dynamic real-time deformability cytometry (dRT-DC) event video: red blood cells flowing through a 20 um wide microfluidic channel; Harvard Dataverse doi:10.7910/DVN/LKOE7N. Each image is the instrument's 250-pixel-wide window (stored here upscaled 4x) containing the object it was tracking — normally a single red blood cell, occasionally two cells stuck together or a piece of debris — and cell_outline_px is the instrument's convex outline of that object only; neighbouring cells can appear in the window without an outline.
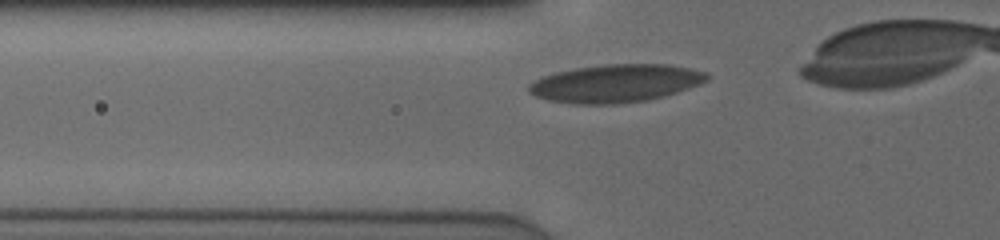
{"species": "human", "species_latin": "Homo sapiens", "temperature_condition": "cold", "stored_images_in_passage": 9, "camera_frame_rate_fps": 3000, "um_per_image_px": 0.085, "donor": {"sex": "male"}, "frame": {"image": 1, "passage_image": 2, "time_ms": 0.333, "image_size_px": [1000, 240], "cell_outline_px": [[708, 80], [688, 88], [676, 92], [644, 100], [616, 104], [572, 104], [548, 100], [536, 96], [528, 92], [528, 84], [544, 76], [556, 72], [576, 68], [604, 64], [668, 64], [688, 68], [704, 72], [708, 76]], "centroid_in_image_um": [52.28, 7.08], "position_along_channel_um": 73.5, "area_um2": 38.96}}
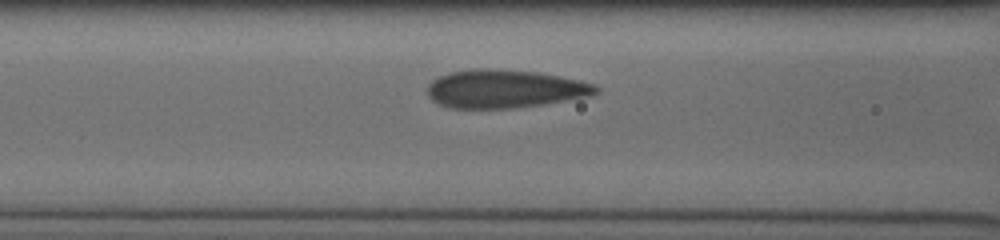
{"frame": {"image": 2, "passage_image": 6, "time_ms": 1.667, "image_size_px": [1000, 240], "cell_outline_px": [[600, 88], [596, 92], [588, 96], [540, 104], [508, 108], [448, 108], [432, 100], [428, 96], [428, 84], [432, 80], [448, 72], [472, 68], [488, 68], [536, 72], [560, 76], [592, 84]], "centroid_in_image_um": [42.81, 7.54], "position_along_channel_um": 123.8, "area_um2": 37.17}}
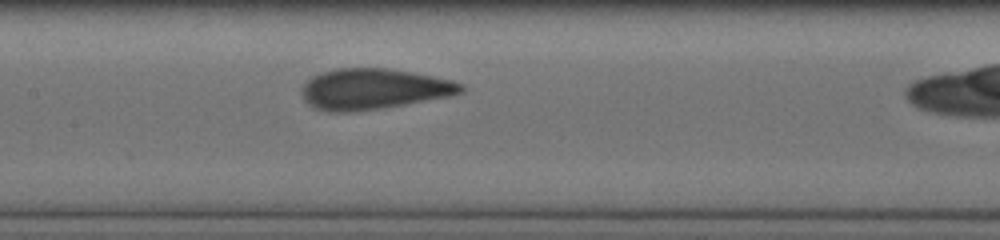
{"frame": {"image": 3, "passage_image": 8, "time_ms": 2.333, "image_size_px": [1000, 240], "cell_outline_px": [[464, 92], [448, 96], [404, 104], [380, 108], [348, 112], [328, 112], [316, 108], [308, 104], [304, 100], [300, 92], [300, 88], [312, 76], [320, 72], [336, 68], [388, 68], [412, 72], [452, 80], [464, 84]], "centroid_in_image_um": [31.71, 7.55], "position_along_channel_um": 175.7, "area_um2": 37.8}}